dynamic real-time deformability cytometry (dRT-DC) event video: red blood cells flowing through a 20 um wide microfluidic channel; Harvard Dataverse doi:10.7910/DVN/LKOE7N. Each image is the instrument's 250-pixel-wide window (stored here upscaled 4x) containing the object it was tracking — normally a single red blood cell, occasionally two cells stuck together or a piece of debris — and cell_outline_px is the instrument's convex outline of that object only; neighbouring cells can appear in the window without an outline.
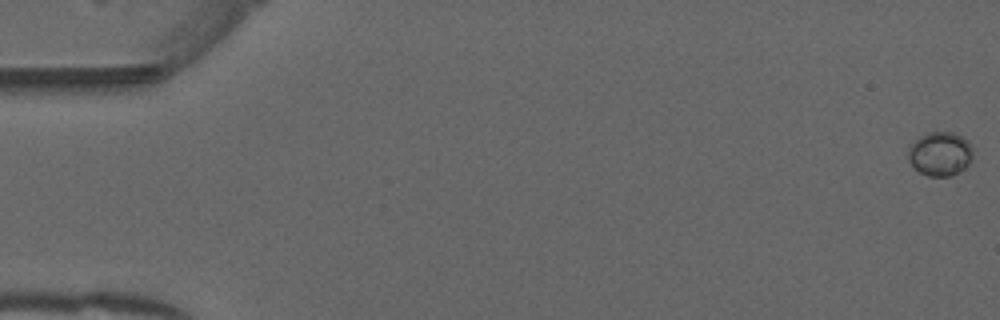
{"species": "common noctule bat (a hibernating species)", "species_latin": "Nyctalus noctula", "temperature_condition": "warm", "stored_images_in_passage": 53, "camera_frame_rate_fps": 3000, "um_per_image_px": 0.085, "animal": {"sex": "male", "forearm_length_mm": 52.5}, "frame": {"image": 1, "passage_image": 1, "time_ms": 0.0, "image_size_px": [1000, 320], "cell_outline_px": [[972, 160], [960, 172], [952, 176], [928, 176], [920, 172], [908, 160], [908, 148], [920, 136], [928, 132], [952, 132], [968, 140], [972, 148]], "centroid_in_image_um": [79.92, 13.08], "position_along_channel_um": 5.1, "area_um2": 16.59}}
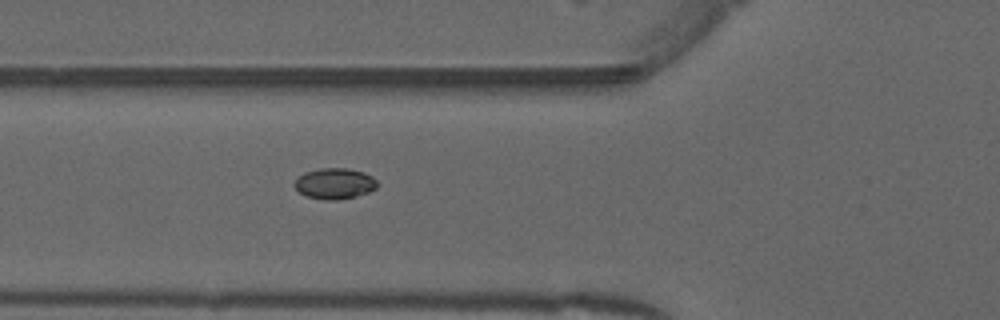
{"frame": {"image": 2, "passage_image": 20, "time_ms": 6.333, "image_size_px": [1000, 320], "cell_outline_px": [[376, 188], [368, 192], [356, 196], [336, 200], [324, 200], [308, 196], [300, 192], [292, 184], [304, 172], [320, 168], [348, 168], [364, 172], [372, 176], [376, 180]], "centroid_in_image_um": [28.44, 15.59], "position_along_channel_um": 97.4, "area_um2": 14.8}}
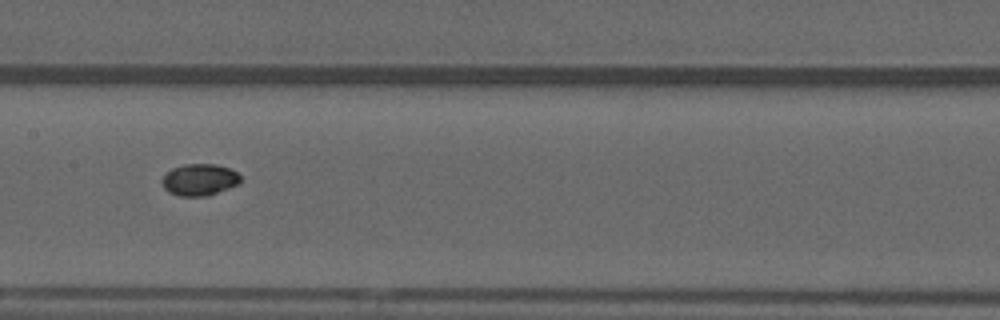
{"frame": {"image": 3, "passage_image": 27, "time_ms": 8.667, "image_size_px": [1000, 320], "cell_outline_px": [[240, 180], [236, 184], [228, 188], [208, 196], [180, 196], [168, 192], [164, 188], [160, 180], [172, 168], [184, 164], [216, 164], [228, 168], [236, 172], [240, 176]], "centroid_in_image_um": [16.92, 15.28], "position_along_channel_um": 190.5, "area_um2": 14.39}, "authors_computed_cell_mechanics": {"area_um2": 14.3344, "velocity_mm_per_s": 3.9723, "shape_relaxation_time_tau1_ms": null, "shape_relaxation_time_tau2_ms": 1.8747, "deformation_change_tau1": null, "deformation_change_tau2": 0.0267}}